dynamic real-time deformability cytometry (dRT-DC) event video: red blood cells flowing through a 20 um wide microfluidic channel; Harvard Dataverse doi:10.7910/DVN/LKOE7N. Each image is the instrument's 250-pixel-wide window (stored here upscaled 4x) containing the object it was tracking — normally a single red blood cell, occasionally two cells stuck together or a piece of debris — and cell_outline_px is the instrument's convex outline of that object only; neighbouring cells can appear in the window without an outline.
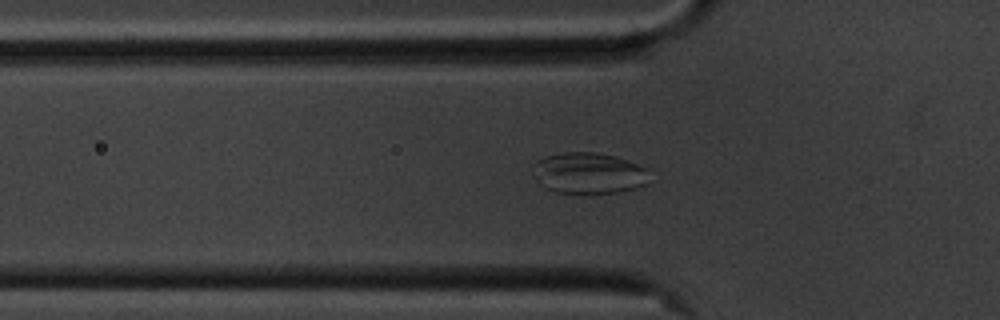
{"species": "common noctule bat (a hibernating species)", "species_latin": "Nyctalus noctula", "temperature_condition": "cold", "stored_images_in_passage": 43, "camera_frame_rate_fps": 3000, "um_per_image_px": 0.085, "animal": {"sex": "male", "body_mass_g": 20.1, "forearm_length_mm": 53.5}, "frame": {"image": 1, "passage_image": 4, "time_ms": 1.0, "image_size_px": [1000, 320], "cell_outline_px": [[648, 184], [636, 188], [616, 192], [556, 192], [544, 188], [532, 176], [532, 164], [536, 160], [544, 156], [564, 152], [596, 152], [616, 156], [628, 160], [648, 168]], "centroid_in_image_um": [50.01, 14.69], "position_along_channel_um": 75.8, "area_um2": 28.21}}
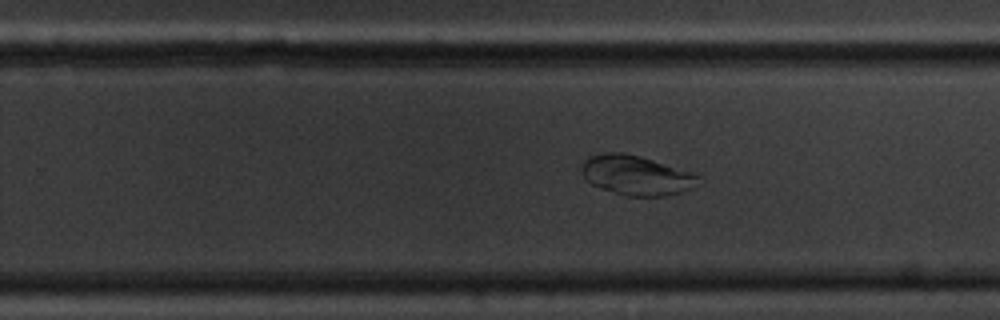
{"frame": {"image": 2, "passage_image": 21, "time_ms": 6.667, "image_size_px": [1000, 320], "cell_outline_px": [[704, 184], [680, 192], [664, 196], [628, 196], [592, 184], [584, 176], [580, 168], [584, 160], [592, 156], [604, 152], [624, 152], [640, 156], [692, 172], [700, 176]], "centroid_in_image_um": [54.16, 14.89], "position_along_channel_um": 275.6, "area_um2": 26.93}}
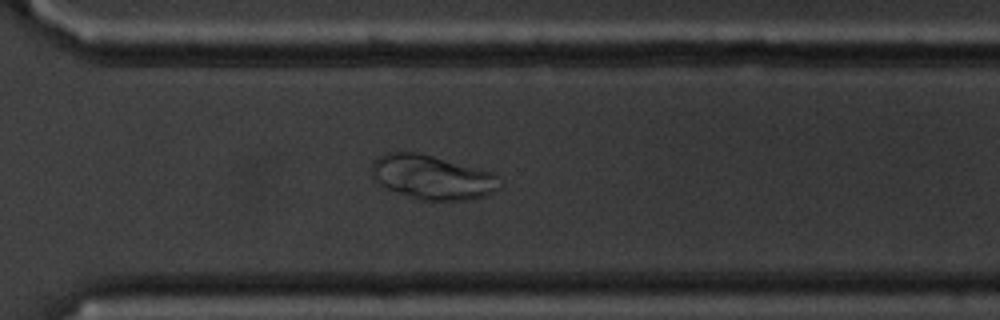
{"frame": {"image": 3, "passage_image": 26, "time_ms": 8.333, "image_size_px": [1000, 320], "cell_outline_px": [[500, 188], [488, 196], [472, 200], [420, 200], [388, 188], [380, 184], [372, 176], [372, 164], [376, 156], [384, 152], [416, 152], [432, 156], [492, 172], [496, 176]], "centroid_in_image_um": [36.73, 15.07], "position_along_channel_um": 333.9, "area_um2": 32.83}}